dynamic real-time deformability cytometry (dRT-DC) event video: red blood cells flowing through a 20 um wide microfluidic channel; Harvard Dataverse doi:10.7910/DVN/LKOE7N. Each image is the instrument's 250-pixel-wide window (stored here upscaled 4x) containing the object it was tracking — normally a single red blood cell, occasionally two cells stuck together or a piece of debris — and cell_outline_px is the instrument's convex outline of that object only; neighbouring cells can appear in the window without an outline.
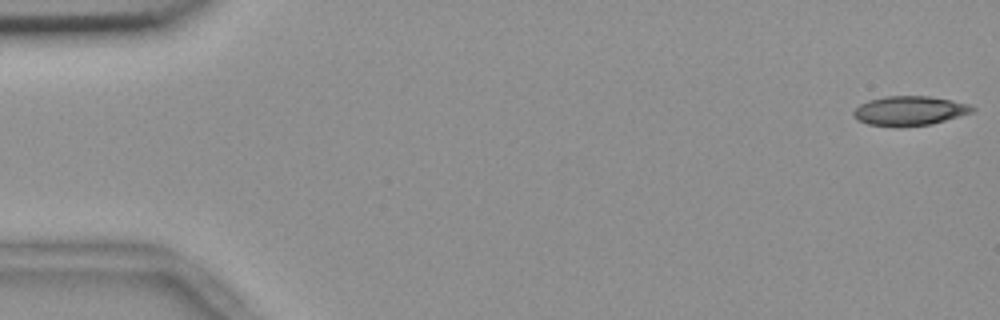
{"species": "common noctule bat (a hibernating species)", "species_latin": "Nyctalus noctula", "temperature_condition": "room temperature", "stored_images_in_passage": 55, "camera_frame_rate_fps": 3000, "um_per_image_px": 0.085, "animal": {"sex": "female", "body_mass_g": 18.4}, "frame": {"image": 1, "passage_image": 1, "time_ms": 0.0, "image_size_px": [1000, 320], "cell_outline_px": [[976, 108], [972, 112], [932, 124], [868, 124], [856, 120], [852, 116], [852, 112], [860, 104], [868, 100], [888, 96], [928, 96], [952, 100], [968, 104]], "centroid_in_image_um": [77.3, 9.37], "position_along_channel_um": 7.7, "area_um2": 19.65}}
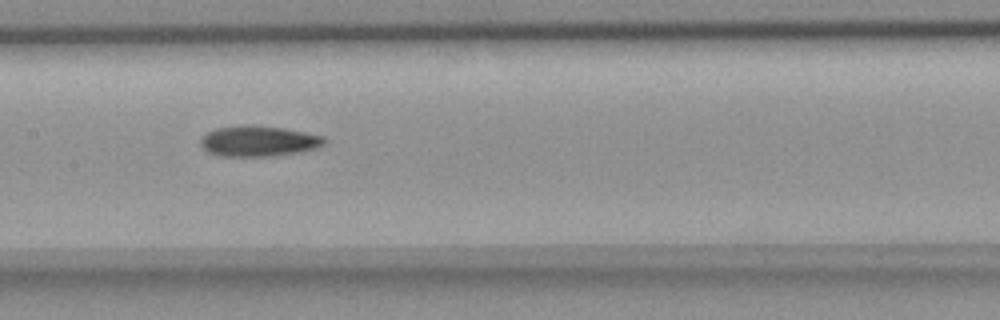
{"frame": {"image": 2, "passage_image": 27, "time_ms": 8.667, "image_size_px": [1000, 320], "cell_outline_px": [[328, 140], [324, 144], [316, 148], [304, 152], [272, 156], [220, 156], [208, 152], [200, 144], [200, 140], [208, 132], [216, 128], [240, 124], [252, 124], [284, 128], [324, 136]], "centroid_in_image_um": [22.01, 11.98], "position_along_channel_um": 185.4, "area_um2": 22.43}}
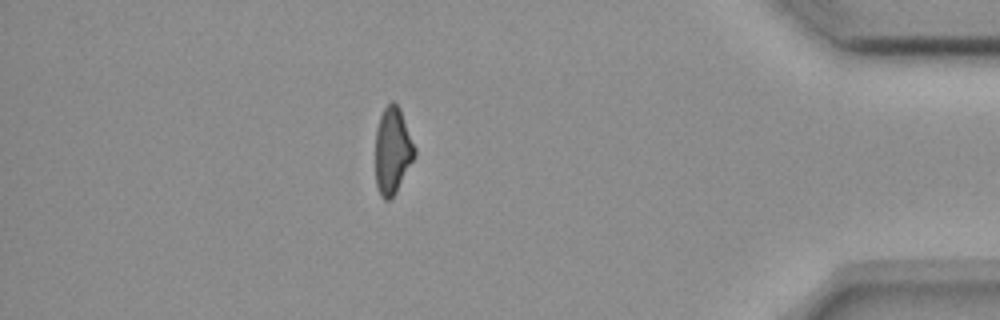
{"frame": {"image": 3, "passage_image": 48, "time_ms": 15.667, "image_size_px": [1000, 320], "cell_outline_px": [[416, 156], [396, 192], [388, 200], [384, 200], [380, 196], [376, 184], [376, 128], [380, 116], [384, 108], [392, 100], [400, 108], [416, 148]], "centroid_in_image_um": [33.38, 12.8], "position_along_channel_um": 401.8, "area_um2": 19.88}, "authors_computed_cell_mechanics": {"area_um2": 21.3282, "velocity_mm_per_s": 3.6937, "shape_relaxation_time_tau1_ms": 9.9877, "shape_relaxation_time_tau2_ms": 7.5832, "deformation_change_tau1": 0.2, "deformation_change_tau2": 0.1746}}